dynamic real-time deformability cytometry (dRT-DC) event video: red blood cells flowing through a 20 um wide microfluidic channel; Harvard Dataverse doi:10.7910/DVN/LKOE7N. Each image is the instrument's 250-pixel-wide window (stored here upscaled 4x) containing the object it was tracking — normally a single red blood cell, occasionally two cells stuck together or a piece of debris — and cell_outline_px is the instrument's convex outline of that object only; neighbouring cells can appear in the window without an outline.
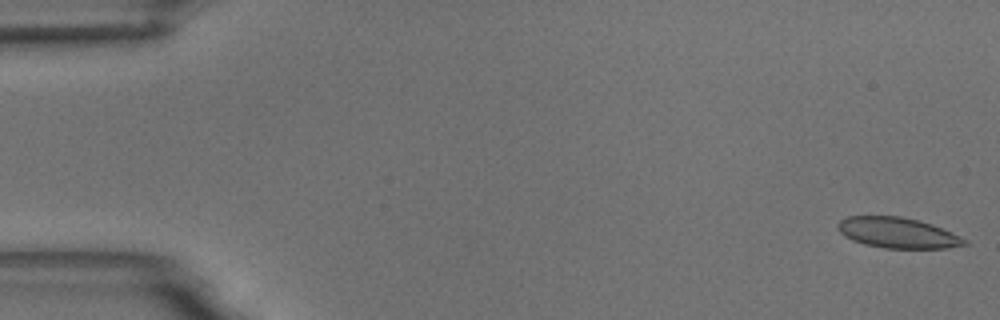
{"species": "common noctule bat (a hibernating species)", "species_latin": "Nyctalus noctula", "temperature_condition": "room temperature", "stored_images_in_passage": 56, "camera_frame_rate_fps": 3000, "um_per_image_px": 0.085, "animal": {"sex": "male", "body_mass_g": 18.8}, "frame": {"image": 1, "passage_image": 1, "time_ms": 0.0, "image_size_px": [1000, 320], "cell_outline_px": [[968, 244], [948, 248], [884, 248], [864, 244], [852, 240], [844, 236], [836, 228], [836, 224], [840, 220], [848, 216], [900, 216], [932, 224], [968, 240]], "centroid_in_image_um": [76.26, 19.79], "position_along_channel_um": 8.7, "area_um2": 22.54}}
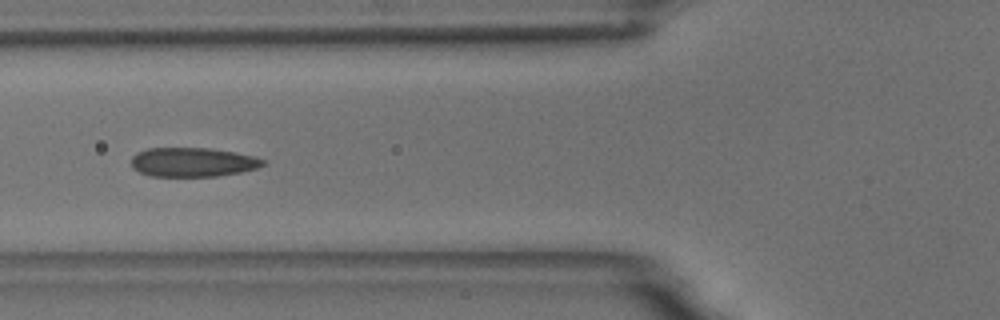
{"frame": {"image": 2, "passage_image": 21, "time_ms": 6.667, "image_size_px": [1000, 320], "cell_outline_px": [[268, 164], [256, 168], [240, 172], [216, 176], [148, 176], [132, 168], [132, 156], [136, 152], [148, 148], [208, 148], [236, 152], [252, 156], [264, 160]], "centroid_in_image_um": [16.36, 13.78], "position_along_channel_um": 109.4, "area_um2": 22.43}}
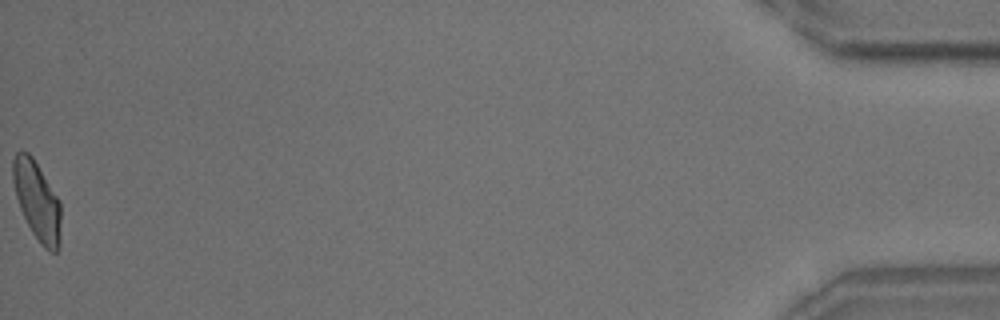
{"frame": {"image": 3, "passage_image": 56, "time_ms": 18.333, "image_size_px": [1000, 320], "cell_outline_px": [[60, 244], [56, 252], [48, 252], [44, 248], [32, 232], [20, 208], [16, 196], [12, 180], [12, 160], [16, 152], [20, 148], [28, 152], [32, 156], [60, 200]], "centroid_in_image_um": [3.14, 17.03], "position_along_channel_um": 432.1, "area_um2": 22.14}, "authors_computed_cell_mechanics": {"area_um2": 22.6865, "velocity_mm_per_s": 3.613, "shape_relaxation_time_tau1_ms": 9.1096, "shape_relaxation_time_tau2_ms": 1.1859, "deformation_change_tau1": 0.1808, "deformation_change_tau2": 0.0905}}